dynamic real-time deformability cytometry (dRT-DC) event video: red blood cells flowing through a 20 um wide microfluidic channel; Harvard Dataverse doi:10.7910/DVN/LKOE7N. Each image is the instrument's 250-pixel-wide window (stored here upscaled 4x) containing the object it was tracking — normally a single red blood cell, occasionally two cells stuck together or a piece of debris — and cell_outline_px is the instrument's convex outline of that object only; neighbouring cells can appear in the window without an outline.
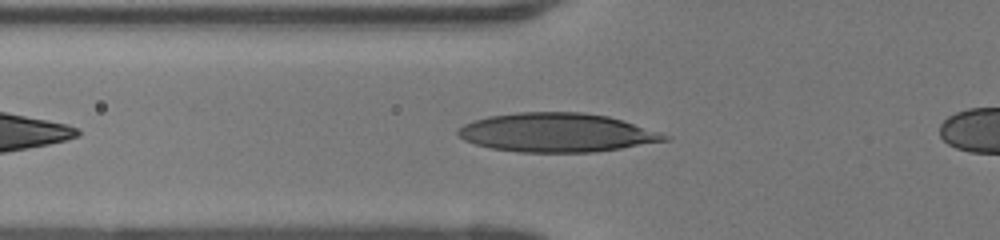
{"species": "human", "species_latin": "Homo sapiens", "temperature_condition": "room temperature", "stored_images_in_passage": 33, "camera_frame_rate_fps": 3000, "um_per_image_px": 0.085, "donor": {"sex": "female"}, "frame": {"image": 1, "passage_image": 5, "time_ms": 1.333, "image_size_px": [1000, 240], "cell_outline_px": [[672, 140], [620, 148], [592, 152], [520, 152], [492, 148], [476, 144], [464, 140], [456, 132], [464, 124], [472, 120], [488, 116], [516, 112], [584, 112], [608, 116], [660, 132], [672, 136]], "centroid_in_image_um": [47.34, 11.26], "position_along_channel_um": 78.5, "area_um2": 46.76}}
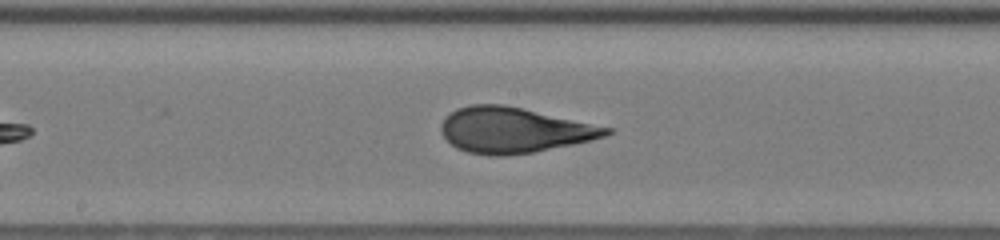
{"frame": {"image": 2, "passage_image": 14, "time_ms": 4.333, "image_size_px": [1000, 240], "cell_outline_px": [[616, 128], [612, 132], [604, 136], [572, 144], [532, 152], [504, 156], [488, 156], [468, 152], [456, 148], [440, 132], [440, 124], [456, 108], [472, 104], [504, 104]], "centroid_in_image_um": [43.68, 11.05], "position_along_channel_um": 204.5, "area_um2": 43.7}}
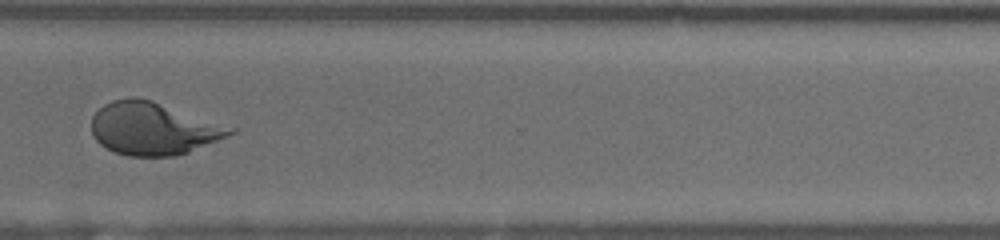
{"frame": {"image": 3, "passage_image": 25, "time_ms": 8.0, "image_size_px": [1000, 240], "cell_outline_px": [[236, 132], [228, 136], [188, 152], [176, 156], [128, 156], [116, 152], [100, 144], [92, 136], [92, 116], [104, 104], [112, 100], [128, 96], [132, 96], [152, 100], [236, 128]], "centroid_in_image_um": [13.01, 10.92], "position_along_channel_um": 357.6, "area_um2": 42.48}}